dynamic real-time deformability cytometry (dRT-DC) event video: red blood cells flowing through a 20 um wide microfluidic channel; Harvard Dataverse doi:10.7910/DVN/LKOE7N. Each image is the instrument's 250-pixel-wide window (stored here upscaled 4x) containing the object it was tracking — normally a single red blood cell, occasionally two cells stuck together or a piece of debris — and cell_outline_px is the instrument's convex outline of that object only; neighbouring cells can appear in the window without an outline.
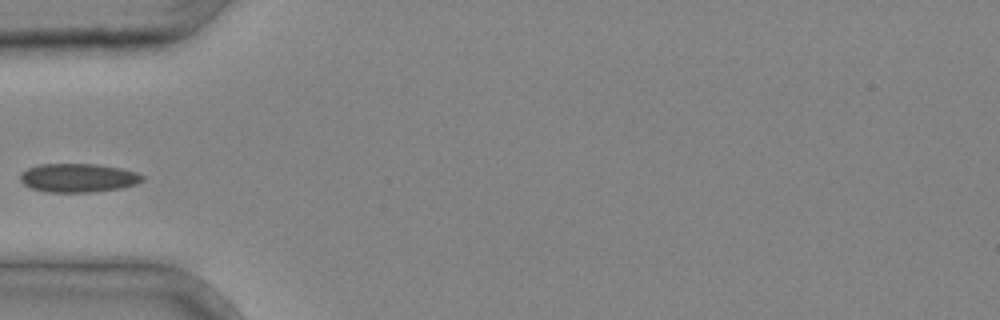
{"species": "common noctule bat (a hibernating species)", "species_latin": "Nyctalus noctula", "temperature_condition": "cold", "stored_images_in_passage": 3, "camera_frame_rate_fps": 3000, "um_per_image_px": 0.085, "animal": {"sex": "male", "body_mass_g": 20.4}, "frame": {"image": 1, "passage_image": 3, "time_ms": 0.667, "image_size_px": [1000, 320], "cell_outline_px": [[144, 180], [136, 184], [120, 188], [92, 192], [44, 192], [32, 188], [24, 184], [20, 180], [20, 176], [28, 168], [40, 164], [100, 164], [120, 168], [136, 172], [144, 176]], "centroid_in_image_um": [6.67, 15.12], "position_along_channel_um": 78.3, "area_um2": 20.4}}